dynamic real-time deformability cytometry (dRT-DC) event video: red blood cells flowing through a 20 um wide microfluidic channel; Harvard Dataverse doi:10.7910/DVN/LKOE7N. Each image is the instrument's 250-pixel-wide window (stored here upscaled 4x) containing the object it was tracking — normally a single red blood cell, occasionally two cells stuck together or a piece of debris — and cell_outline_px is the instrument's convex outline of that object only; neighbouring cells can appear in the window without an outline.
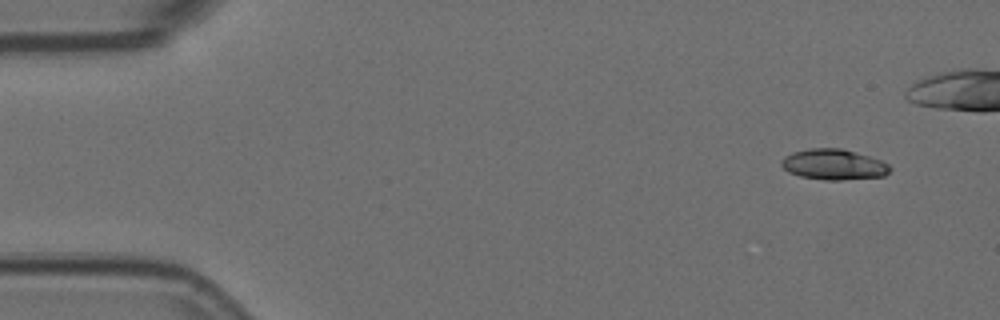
{"species": "Egyptian fruit bat (a non-hibernating species)", "species_latin": "Rousettus aegyptiacus", "temperature_condition": "room temperature", "stored_images_in_passage": 3, "segment_of_instrument_passage": [2, 2], "camera_frame_rate_fps": 3000, "um_per_image_px": 0.085, "animal": {"sex": "female"}, "frame": {"image": 1, "passage_image": 3, "time_ms": 0.667, "image_size_px": [1000, 320], "cell_outline_px": [[892, 168], [884, 176], [840, 180], [824, 180], [800, 176], [788, 172], [780, 164], [780, 160], [784, 156], [792, 152], [808, 148], [840, 148], [868, 156], [880, 160], [888, 164]], "centroid_in_image_um": [70.82, 13.98], "position_along_channel_um": 14.2, "area_um2": 19.36}}